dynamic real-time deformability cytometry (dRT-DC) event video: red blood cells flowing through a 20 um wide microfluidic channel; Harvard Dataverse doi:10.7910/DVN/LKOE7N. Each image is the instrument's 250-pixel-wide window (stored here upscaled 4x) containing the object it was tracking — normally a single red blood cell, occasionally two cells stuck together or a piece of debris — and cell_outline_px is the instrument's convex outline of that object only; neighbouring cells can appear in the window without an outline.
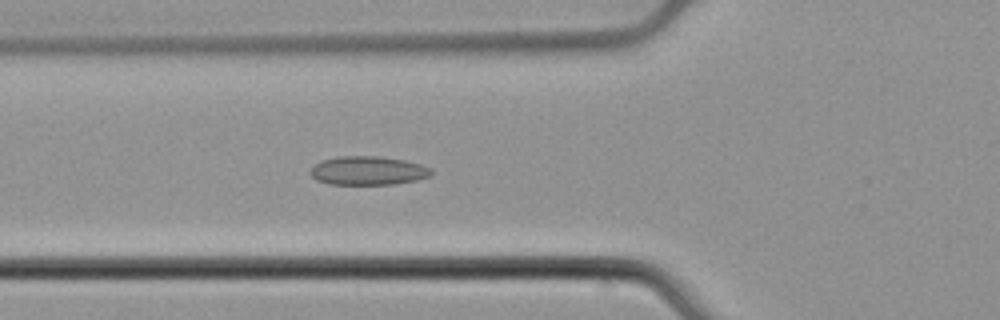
{"species": "common noctule bat (a hibernating species)", "species_latin": "Nyctalus noctula", "temperature_condition": "cold", "stored_images_in_passage": 51, "camera_frame_rate_fps": 3000, "um_per_image_px": 0.085, "animal": {"sex": "male", "body_mass_g": 21.5, "forearm_length_mm": 52.0}, "frame": {"image": 1, "passage_image": 18, "time_ms": 5.667, "image_size_px": [1000, 320], "cell_outline_px": [[432, 176], [416, 180], [396, 184], [328, 184], [316, 180], [308, 172], [320, 160], [340, 156], [376, 156], [404, 160], [420, 164], [432, 168]], "centroid_in_image_um": [31.28, 14.51], "position_along_channel_um": 94.5, "area_um2": 20.35}}
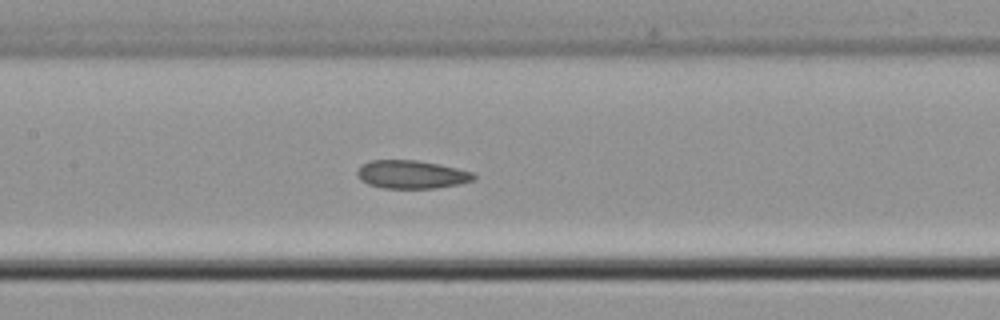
{"frame": {"image": 2, "passage_image": 24, "time_ms": 7.667, "image_size_px": [1000, 320], "cell_outline_px": [[476, 180], [460, 184], [432, 188], [384, 188], [368, 184], [360, 180], [356, 176], [356, 172], [364, 164], [372, 160], [416, 160], [456, 168], [472, 172], [476, 176]], "centroid_in_image_um": [34.98, 14.84], "position_along_channel_um": 172.4, "area_um2": 19.02}}
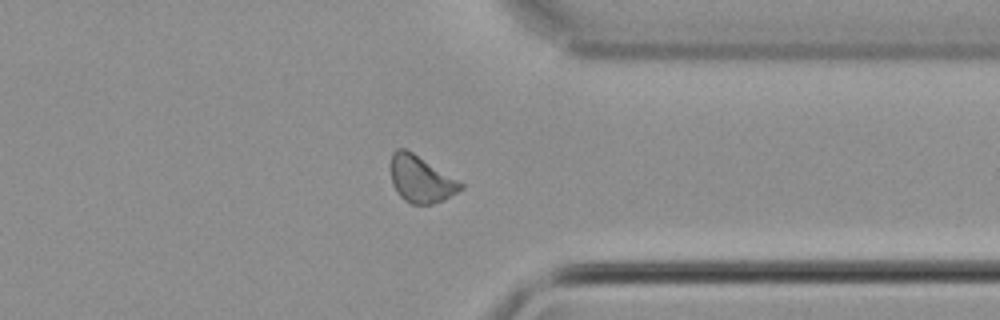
{"frame": {"image": 3, "passage_image": 40, "time_ms": 13.0, "image_size_px": [1000, 320], "cell_outline_px": [[464, 188], [432, 204], [412, 204], [404, 200], [396, 192], [392, 184], [392, 152], [396, 148], [404, 148], [412, 152], [464, 184]], "centroid_in_image_um": [35.75, 15.23], "position_along_channel_um": 375.7, "area_um2": 18.55}}